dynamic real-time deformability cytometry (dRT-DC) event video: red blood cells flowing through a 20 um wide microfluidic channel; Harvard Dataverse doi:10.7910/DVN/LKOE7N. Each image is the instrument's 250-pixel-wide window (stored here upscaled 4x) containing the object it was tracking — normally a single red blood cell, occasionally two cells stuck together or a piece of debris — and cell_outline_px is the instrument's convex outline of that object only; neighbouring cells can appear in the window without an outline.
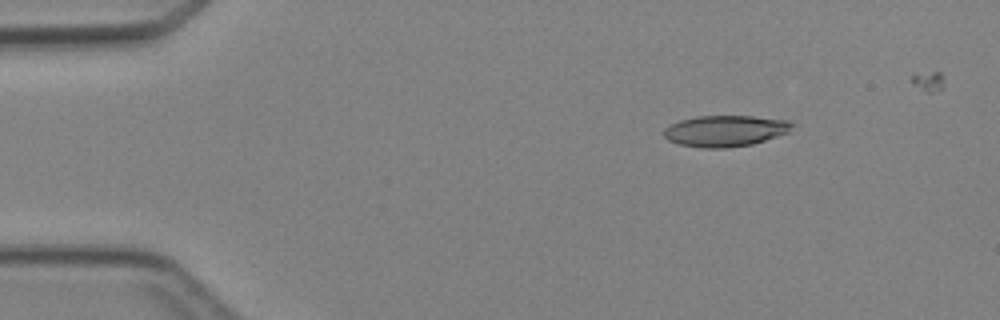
{"species": "Egyptian fruit bat (a non-hibernating species)", "species_latin": "Rousettus aegyptiacus", "temperature_condition": "cold", "stored_images_in_passage": 5, "camera_frame_rate_fps": 3000, "um_per_image_px": 0.085, "animal": {"sex": "female"}, "frame": {"image": 1, "passage_image": 2, "time_ms": 1.333, "image_size_px": [1000, 320], "cell_outline_px": [[796, 124], [788, 132], [752, 144], [728, 148], [700, 148], [680, 144], [668, 140], [664, 136], [664, 128], [668, 124], [680, 120], [696, 116], [752, 116], [788, 120]], "centroid_in_image_um": [61.63, 11.12], "position_along_channel_um": 23.4, "area_um2": 23.41}}
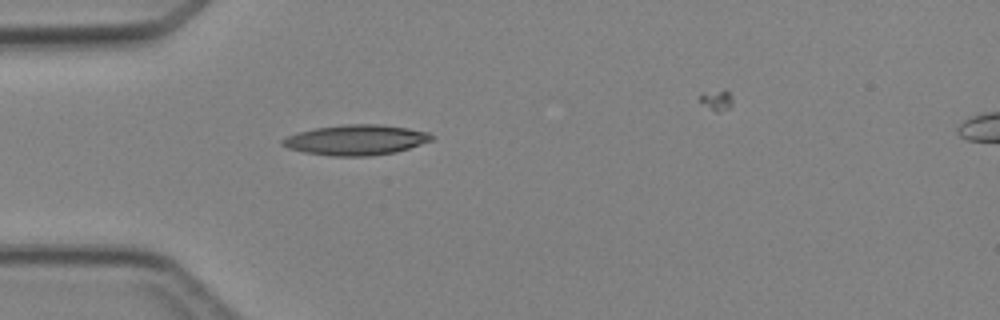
{"frame": {"image": 2, "passage_image": 4, "time_ms": 3.667, "image_size_px": [1000, 320], "cell_outline_px": [[436, 136], [432, 140], [396, 152], [372, 156], [332, 156], [304, 152], [288, 148], [280, 144], [280, 140], [296, 132], [316, 128], [344, 124], [380, 124], [408, 128], [428, 132]], "centroid_in_image_um": [30.25, 11.89], "position_along_channel_um": 54.7, "area_um2": 26.41}}